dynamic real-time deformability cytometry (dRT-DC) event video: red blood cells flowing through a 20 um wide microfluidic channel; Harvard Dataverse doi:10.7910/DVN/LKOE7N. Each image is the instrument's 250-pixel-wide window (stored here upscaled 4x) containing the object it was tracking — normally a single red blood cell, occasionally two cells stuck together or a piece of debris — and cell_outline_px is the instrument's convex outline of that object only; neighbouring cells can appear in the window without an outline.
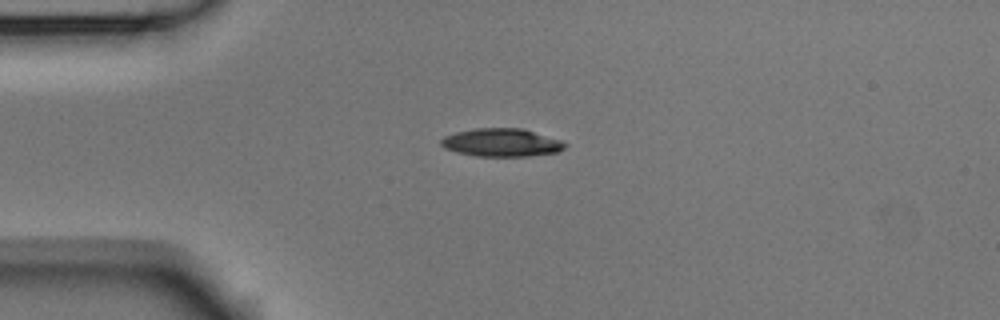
{"species": "Egyptian fruit bat (a non-hibernating species)", "species_latin": "Rousettus aegyptiacus", "temperature_condition": "room temperature", "stored_images_in_passage": 42, "camera_frame_rate_fps": 3000, "um_per_image_px": 0.085, "animal": {"sex": "male"}, "frame": {"image": 1, "passage_image": 1, "time_ms": 0.0, "image_size_px": [1000, 320], "cell_outline_px": [[568, 144], [560, 152], [528, 156], [476, 156], [456, 152], [444, 148], [440, 144], [440, 140], [444, 136], [456, 132], [472, 128], [524, 128], [560, 140]], "centroid_in_image_um": [42.62, 12.11], "position_along_channel_um": 42.4, "area_um2": 20.46}}
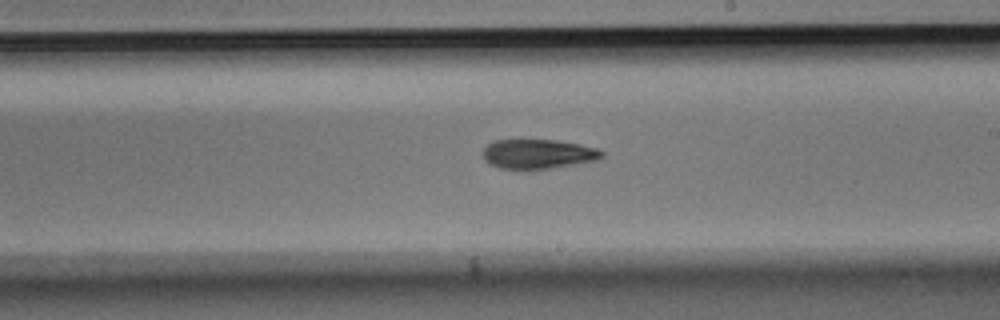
{"frame": {"image": 2, "passage_image": 19, "time_ms": 6.0, "image_size_px": [1000, 320], "cell_outline_px": [[604, 156], [596, 160], [548, 168], [500, 168], [484, 160], [484, 148], [488, 144], [496, 140], [556, 140], [580, 144], [600, 148], [604, 152]], "centroid_in_image_um": [45.78, 13.06], "position_along_channel_um": 243.2, "area_um2": 20.06}}
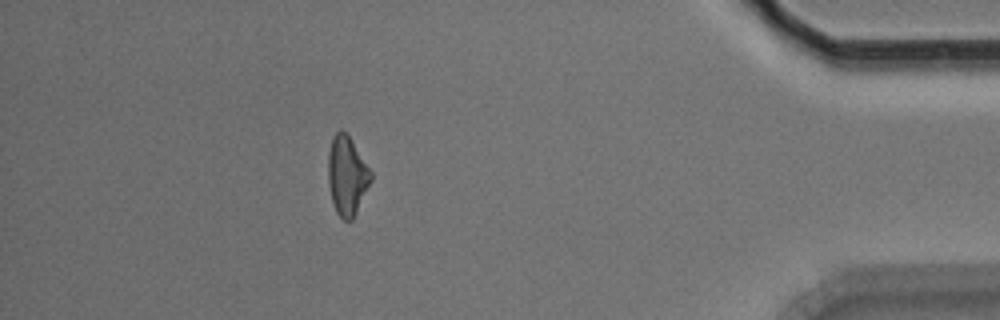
{"frame": {"image": 3, "passage_image": 36, "time_ms": 11.667, "image_size_px": [1000, 320], "cell_outline_px": [[372, 180], [352, 220], [344, 220], [336, 212], [332, 200], [328, 184], [328, 152], [332, 136], [340, 128], [348, 132], [372, 172]], "centroid_in_image_um": [29.49, 14.86], "position_along_channel_um": 405.7, "area_um2": 19.94}, "authors_computed_cell_mechanics": {"area_um2": 20.6635, "velocity_mm_per_s": 3.7032, "shape_relaxation_time_tau1_ms": 3.1924, "shape_relaxation_time_tau2_ms": 8.869, "deformation_change_tau1": 0.1247, "deformation_change_tau2": 0.196}}